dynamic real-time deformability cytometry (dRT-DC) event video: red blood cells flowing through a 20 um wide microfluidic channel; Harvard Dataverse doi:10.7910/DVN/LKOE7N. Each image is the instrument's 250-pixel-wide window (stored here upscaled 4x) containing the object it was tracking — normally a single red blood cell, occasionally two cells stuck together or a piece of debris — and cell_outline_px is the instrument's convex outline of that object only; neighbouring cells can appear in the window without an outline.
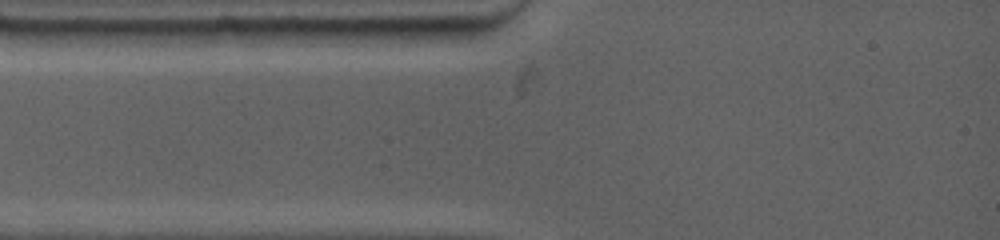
{"species": "common noctule bat (a hibernating species)", "species_latin": "Nyctalus noctula", "temperature_condition": "warm", "stored_images_in_passage": 1, "camera_frame_rate_fps": 4500, "um_per_image_px": 0.085, "animal": {"sex": "female", "body_mass_g": 19.0, "forearm_length_mm": 53.3}, "frame": {"image": 1, "passage_image": 1, "time_ms": 0.0, "image_size_px": [1000, 240], "cell_outline_px": [[480, 28], [468, 44], [400, 44], [364, 32], [364, 28]], "centroid_in_image_um": [36.13, 3.0], "position_along_channel_um": 48.9, "area_um2": 11.16}}